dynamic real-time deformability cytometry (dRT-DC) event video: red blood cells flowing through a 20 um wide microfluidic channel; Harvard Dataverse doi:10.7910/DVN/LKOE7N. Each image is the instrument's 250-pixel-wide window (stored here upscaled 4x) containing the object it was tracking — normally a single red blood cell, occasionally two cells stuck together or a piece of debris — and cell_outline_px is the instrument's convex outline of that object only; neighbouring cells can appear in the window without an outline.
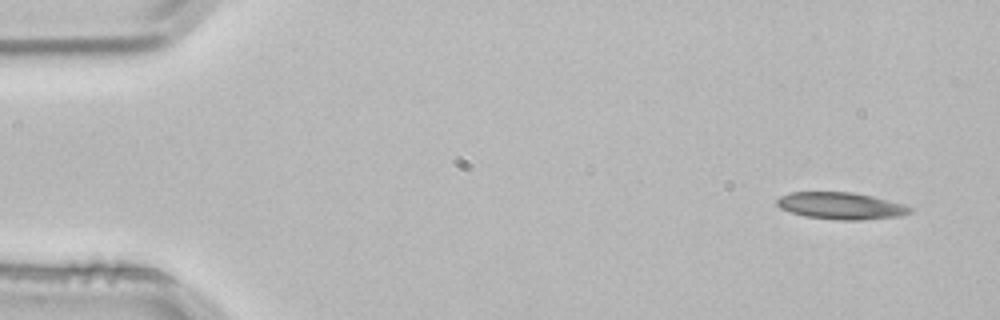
{"species": "common noctule bat (a hibernating species)", "species_latin": "Nyctalus noctula", "temperature_condition": "room temperature", "stored_images_in_passage": 3, "camera_frame_rate_fps": 3000, "um_per_image_px": 0.085, "animal": {"sex": "male", "body_mass_g": 21.5, "forearm_length_mm": 52.0}, "frame": {"image": 1, "passage_image": 1, "time_ms": 0.0, "image_size_px": [1000, 320], "cell_outline_px": [[912, 212], [900, 216], [860, 220], [836, 220], [804, 216], [780, 208], [776, 204], [776, 200], [780, 196], [788, 192], [852, 192], [872, 196], [904, 204], [912, 208]], "centroid_in_image_um": [71.46, 17.49], "position_along_channel_um": 13.5, "area_um2": 20.92}}
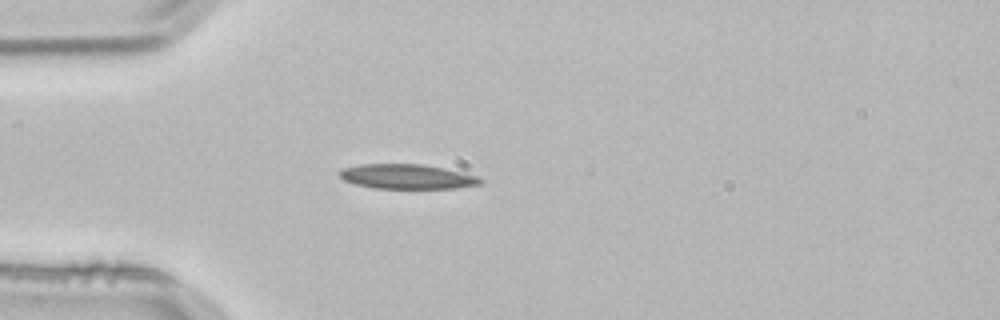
{"frame": {"image": 2, "passage_image": 3, "time_ms": 0.667, "image_size_px": [1000, 320], "cell_outline_px": [[484, 180], [480, 184], [456, 188], [372, 188], [356, 184], [344, 180], [336, 172], [340, 168], [360, 164], [420, 164], [444, 168], [480, 176]], "centroid_in_image_um": [34.58, 15.0], "position_along_channel_um": 50.4, "area_um2": 20.4}}